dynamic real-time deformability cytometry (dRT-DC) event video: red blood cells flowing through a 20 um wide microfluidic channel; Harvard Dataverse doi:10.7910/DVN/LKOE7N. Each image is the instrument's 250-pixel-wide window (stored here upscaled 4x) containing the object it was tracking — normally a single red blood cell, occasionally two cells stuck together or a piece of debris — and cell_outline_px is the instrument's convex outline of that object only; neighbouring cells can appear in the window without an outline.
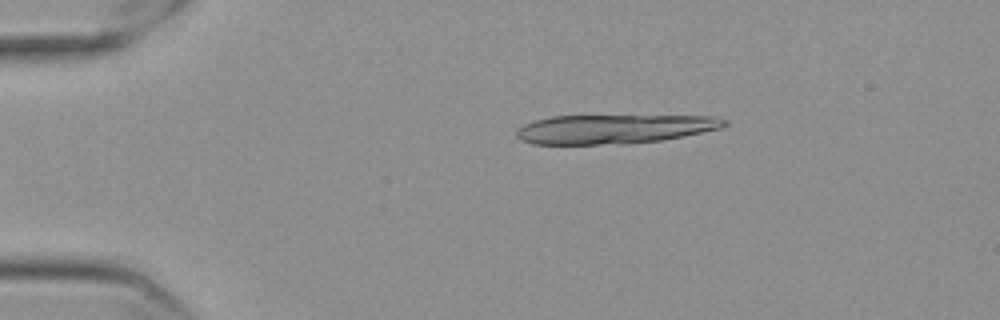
{"species": "Egyptian fruit bat (a non-hibernating species)", "species_latin": "Rousettus aegyptiacus", "temperature_condition": "cold", "stored_images_in_passage": 9, "camera_frame_rate_fps": 3000, "um_per_image_px": 0.085, "frame": {"image": 1, "passage_image": 1, "time_ms": 0.0, "image_size_px": [1000, 320], "cell_outline_px": [[728, 124], [720, 128], [684, 136], [660, 140], [628, 144], [532, 144], [520, 140], [516, 136], [516, 132], [524, 124], [536, 120], [552, 116], [712, 116], [728, 120]], "centroid_in_image_um": [52.2, 10.97], "position_along_channel_um": 32.8, "area_um2": 35.2}}